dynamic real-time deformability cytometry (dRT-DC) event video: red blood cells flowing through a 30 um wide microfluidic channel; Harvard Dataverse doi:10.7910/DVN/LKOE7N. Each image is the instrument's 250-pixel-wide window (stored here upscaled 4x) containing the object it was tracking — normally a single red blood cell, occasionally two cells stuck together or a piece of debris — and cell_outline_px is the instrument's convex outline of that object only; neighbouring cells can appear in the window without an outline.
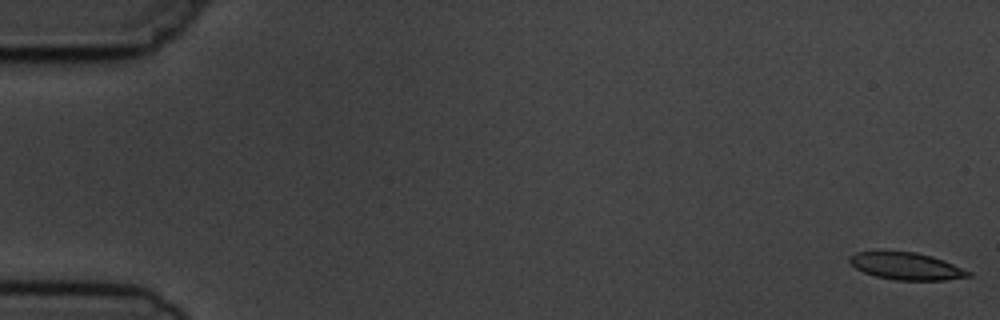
{"species": "common noctule bat (a hibernating species)", "species_latin": "Nyctalus noctula", "temperature_condition": "cold", "stored_images_in_passage": 5, "camera_frame_rate_fps": 3000, "um_per_image_px": 0.085, "animal": {"sex": "male", "body_mass_g": 19.5, "forearm_length_mm": 54.6}, "frame": {"image": 1, "passage_image": 1, "time_ms": 0.0, "image_size_px": [1000, 320], "cell_outline_px": [[972, 276], [944, 280], [896, 280], [876, 276], [864, 272], [856, 268], [848, 260], [848, 256], [856, 252], [916, 252], [932, 256], [944, 260], [972, 272]], "centroid_in_image_um": [77.06, 22.63], "position_along_channel_um": 7.9, "area_um2": 18.67}}
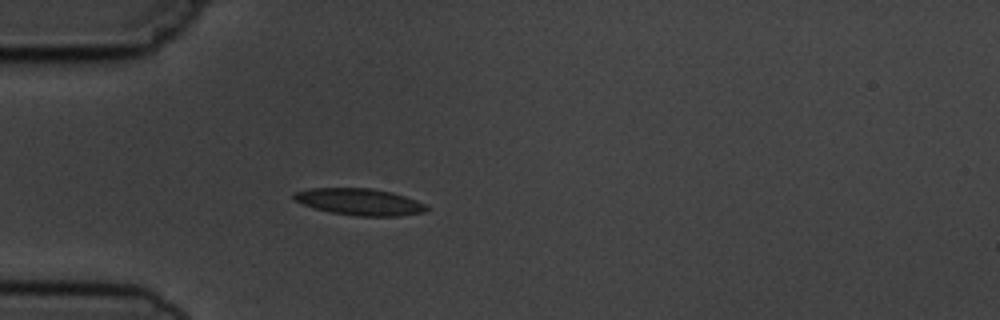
{"frame": {"image": 2, "passage_image": 5, "time_ms": 5.0, "image_size_px": [1000, 320], "cell_outline_px": [[428, 208], [424, 212], [400, 216], [356, 216], [332, 212], [316, 208], [304, 204], [296, 200], [292, 196], [292, 192], [308, 188], [372, 188], [392, 192], [416, 200], [424, 204]], "centroid_in_image_um": [30.55, 17.15], "position_along_channel_um": 54.4, "area_um2": 20.52}}